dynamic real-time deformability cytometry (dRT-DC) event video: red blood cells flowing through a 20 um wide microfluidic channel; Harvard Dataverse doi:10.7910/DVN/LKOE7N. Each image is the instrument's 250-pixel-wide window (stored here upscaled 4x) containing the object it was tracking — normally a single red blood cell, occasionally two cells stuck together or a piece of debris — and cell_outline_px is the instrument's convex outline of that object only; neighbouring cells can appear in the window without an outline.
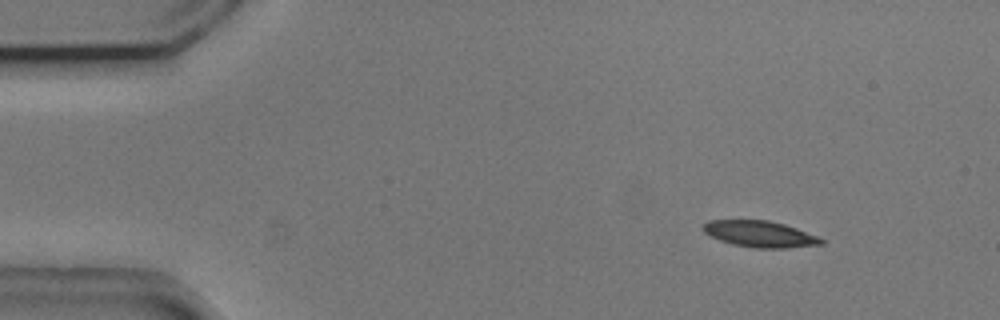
{"species": "common noctule bat (a hibernating species)", "species_latin": "Nyctalus noctula", "temperature_condition": "cold", "stored_images_in_passage": 49, "camera_frame_rate_fps": 3000, "um_per_image_px": 0.085, "animal": {"sex": "male", "body_mass_g": 20.5, "forearm_length_mm": 52.5}, "frame": {"image": 1, "passage_image": 1, "time_ms": 0.0, "image_size_px": [1000, 320], "cell_outline_px": [[824, 244], [784, 248], [756, 248], [732, 244], [720, 240], [704, 232], [704, 224], [708, 220], [768, 220], [784, 224], [796, 228], [816, 236], [824, 240]], "centroid_in_image_um": [64.6, 19.89], "position_along_channel_um": 20.4, "area_um2": 17.86}}
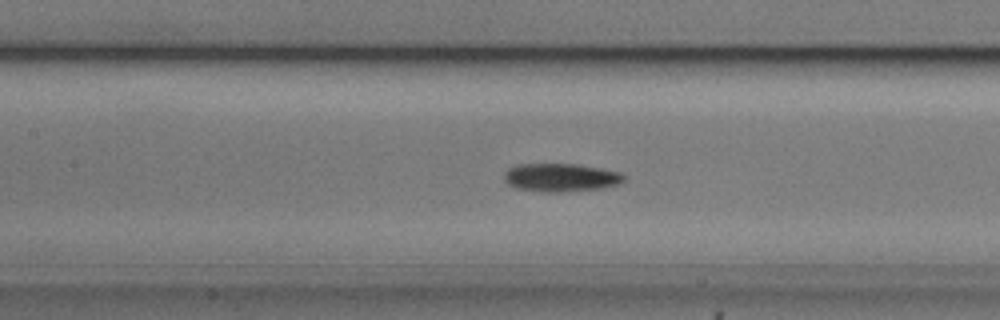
{"frame": {"image": 2, "passage_image": 19, "time_ms": 6.0, "image_size_px": [1000, 320], "cell_outline_px": [[624, 180], [620, 184], [604, 188], [560, 192], [544, 192], [516, 188], [508, 184], [504, 180], [504, 172], [508, 168], [516, 164], [580, 164], [620, 172], [624, 176]], "centroid_in_image_um": [47.66, 15.08], "position_along_channel_um": 159.7, "area_um2": 19.88}}
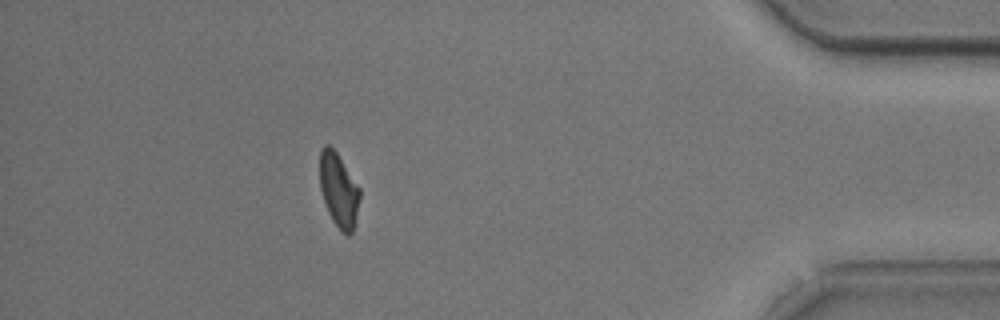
{"frame": {"image": 3, "passage_image": 43, "time_ms": 14.0, "image_size_px": [1000, 320], "cell_outline_px": [[360, 196], [352, 232], [348, 236], [332, 220], [328, 212], [320, 188], [320, 148], [324, 144], [328, 144], [336, 152], [360, 188]], "centroid_in_image_um": [28.77, 16.11], "position_along_channel_um": 406.4, "area_um2": 16.88}, "authors_computed_cell_mechanics": {"area_um2": 18.785, "velocity_mm_per_s": 3.6991, "shape_relaxation_time_tau1_ms": 4.1636, "shape_relaxation_time_tau2_ms": 9.5447, "deformation_change_tau1": 0.1356, "deformation_change_tau2": 0.1685}}